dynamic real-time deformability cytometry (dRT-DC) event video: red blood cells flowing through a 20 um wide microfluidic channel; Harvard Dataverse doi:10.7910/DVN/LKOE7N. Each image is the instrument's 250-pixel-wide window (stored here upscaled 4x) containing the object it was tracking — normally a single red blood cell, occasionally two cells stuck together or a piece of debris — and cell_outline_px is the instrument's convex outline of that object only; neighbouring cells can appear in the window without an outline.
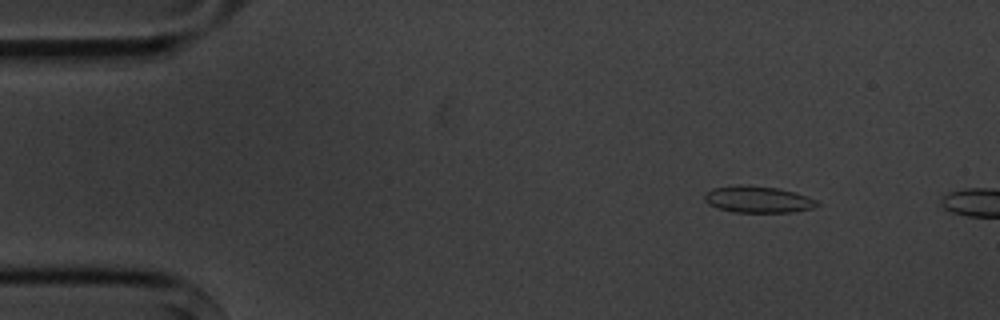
{"species": "common noctule bat (a hibernating species)", "species_latin": "Nyctalus noctula", "temperature_condition": "cold", "stored_images_in_passage": 3, "camera_frame_rate_fps": 3000, "um_per_image_px": 0.085, "animal": {"sex": "male", "body_mass_g": 20.1, "forearm_length_mm": 53.5}, "frame": {"image": 1, "passage_image": 2, "time_ms": 1.333, "image_size_px": [1000, 320], "cell_outline_px": [[820, 204], [812, 208], [792, 212], [732, 212], [708, 204], [704, 200], [704, 192], [712, 188], [740, 184], [748, 184], [776, 188], [796, 192], [816, 200]], "centroid_in_image_um": [64.39, 16.93], "position_along_channel_um": 20.6, "area_um2": 17.57}}